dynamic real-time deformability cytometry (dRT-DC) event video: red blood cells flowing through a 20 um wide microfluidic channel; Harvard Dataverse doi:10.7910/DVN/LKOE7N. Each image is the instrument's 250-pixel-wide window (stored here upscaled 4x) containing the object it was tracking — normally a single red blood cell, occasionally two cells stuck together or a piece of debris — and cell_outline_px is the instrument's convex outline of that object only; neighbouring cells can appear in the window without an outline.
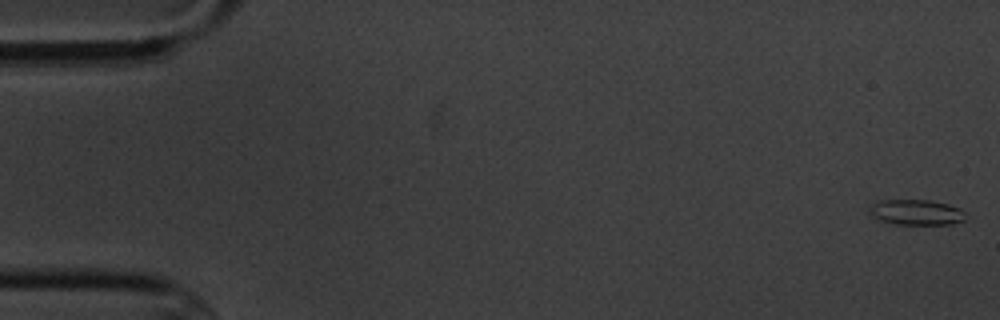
{"species": "common noctule bat (a hibernating species)", "species_latin": "Nyctalus noctula", "temperature_condition": "cold", "stored_images_in_passage": 6, "camera_frame_rate_fps": 3000, "um_per_image_px": 0.085, "animal": {"sex": "male", "body_mass_g": 20.1, "forearm_length_mm": 53.5}, "frame": {"image": 1, "passage_image": 1, "time_ms": 0.0, "image_size_px": [1000, 320], "cell_outline_px": [[964, 220], [952, 224], [896, 224], [880, 220], [872, 216], [868, 208], [876, 200], [928, 200], [948, 204], [960, 208], [964, 212]], "centroid_in_image_um": [77.86, 18.03], "position_along_channel_um": 7.1, "area_um2": 14.22}}
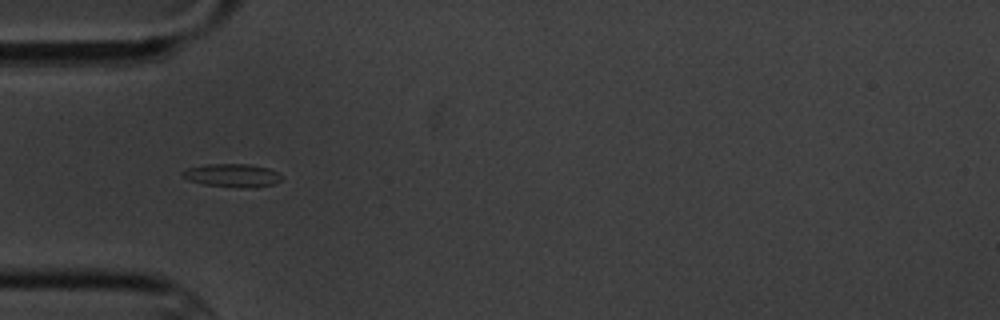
{"frame": {"image": 2, "passage_image": 5, "time_ms": 5.667, "image_size_px": [1000, 320], "cell_outline_px": [[280, 180], [272, 184], [252, 188], [244, 188], [204, 184], [188, 180], [180, 172], [188, 168], [208, 164], [248, 164], [268, 168], [276, 172], [280, 176]], "centroid_in_image_um": [19.72, 14.91], "position_along_channel_um": 65.3, "area_um2": 13.18}}
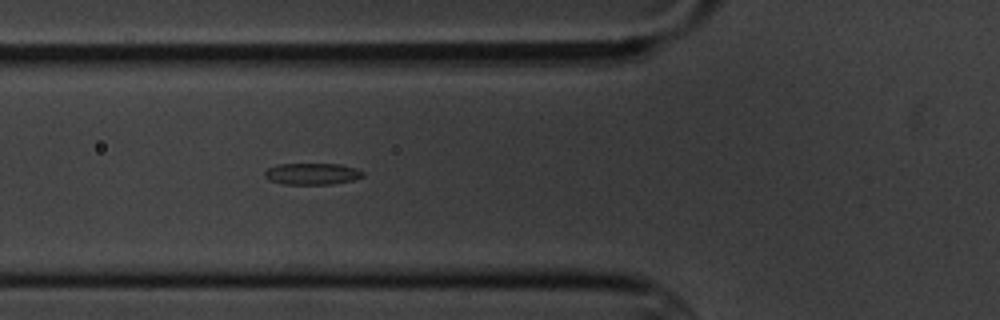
{"frame": {"image": 3, "passage_image": 6, "time_ms": 6.667, "image_size_px": [1000, 320], "cell_outline_px": [[364, 176], [352, 180], [332, 184], [284, 184], [268, 180], [264, 176], [264, 172], [268, 168], [276, 164], [340, 164], [356, 168], [364, 172]], "centroid_in_image_um": [26.51, 14.77], "position_along_channel_um": 99.3, "area_um2": 12.37}}